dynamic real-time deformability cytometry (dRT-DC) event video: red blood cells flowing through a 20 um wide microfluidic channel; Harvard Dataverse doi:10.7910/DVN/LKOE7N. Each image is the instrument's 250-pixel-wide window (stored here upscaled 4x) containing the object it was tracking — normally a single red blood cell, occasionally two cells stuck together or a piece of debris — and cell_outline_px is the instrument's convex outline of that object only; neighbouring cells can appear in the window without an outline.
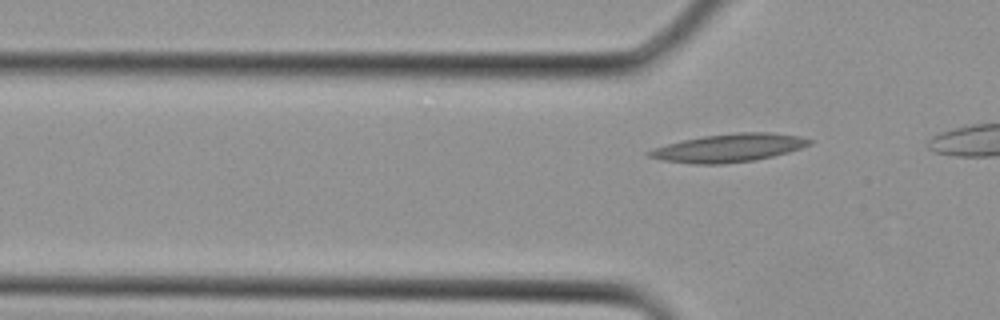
{"species": "Egyptian fruit bat (a non-hibernating species)", "species_latin": "Rousettus aegyptiacus", "temperature_condition": "cold", "stored_images_in_passage": 5, "camera_frame_rate_fps": 3000, "um_per_image_px": 0.085, "animal": {"sex": "female"}, "frame": {"image": 1, "passage_image": 4, "time_ms": 1.0, "image_size_px": [1000, 320], "cell_outline_px": [[812, 144], [788, 152], [772, 156], [752, 160], [724, 164], [688, 164], [664, 160], [648, 156], [644, 152], [668, 144], [684, 140], [704, 136], [740, 132], [768, 132], [800, 136], [812, 140]], "centroid_in_image_um": [61.96, 12.57], "position_along_channel_um": 63.8, "area_um2": 26.01}}
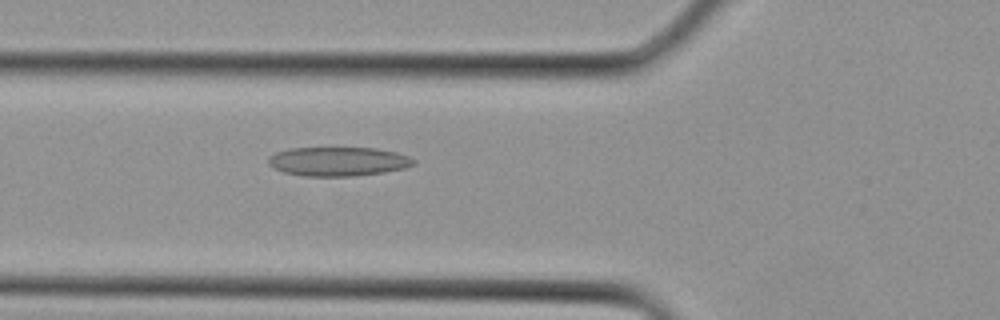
{"frame": {"image": 2, "passage_image": 5, "time_ms": 1.333, "image_size_px": [1000, 320], "cell_outline_px": [[416, 160], [412, 164], [404, 168], [384, 172], [356, 176], [304, 176], [284, 172], [268, 164], [268, 156], [276, 152], [288, 148], [376, 148], [396, 152], [408, 156]], "centroid_in_image_um": [28.72, 13.72], "position_along_channel_um": 97.1, "area_um2": 24.57}}